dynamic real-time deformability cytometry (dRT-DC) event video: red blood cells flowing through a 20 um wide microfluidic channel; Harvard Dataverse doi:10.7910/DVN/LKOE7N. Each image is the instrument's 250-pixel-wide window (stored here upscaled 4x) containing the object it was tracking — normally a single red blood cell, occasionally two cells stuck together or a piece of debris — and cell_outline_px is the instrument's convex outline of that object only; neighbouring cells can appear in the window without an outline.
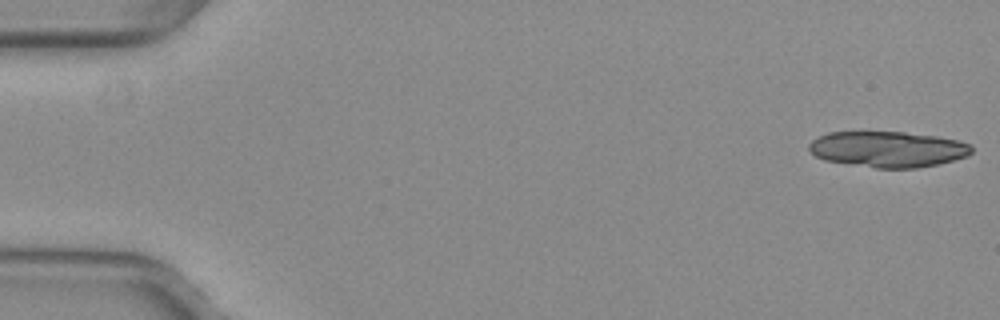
{"species": "common noctule bat (a hibernating species)", "species_latin": "Nyctalus noctula", "temperature_condition": "warm", "stored_images_in_passage": 15, "camera_frame_rate_fps": 3000, "um_per_image_px": 0.085, "animal": {"sex": "female", "body_mass_g": 29.2, "forearm_length_mm": 56.3}, "frame": {"image": 1, "passage_image": 1, "time_ms": 0.0, "image_size_px": [1000, 320], "cell_outline_px": [[972, 152], [968, 156], [936, 164], [916, 168], [876, 168], [824, 160], [816, 156], [808, 148], [808, 144], [812, 140], [828, 132], [904, 132], [936, 136], [956, 140], [972, 144]], "centroid_in_image_um": [75.47, 12.68], "position_along_channel_um": 9.5, "area_um2": 33.87}}